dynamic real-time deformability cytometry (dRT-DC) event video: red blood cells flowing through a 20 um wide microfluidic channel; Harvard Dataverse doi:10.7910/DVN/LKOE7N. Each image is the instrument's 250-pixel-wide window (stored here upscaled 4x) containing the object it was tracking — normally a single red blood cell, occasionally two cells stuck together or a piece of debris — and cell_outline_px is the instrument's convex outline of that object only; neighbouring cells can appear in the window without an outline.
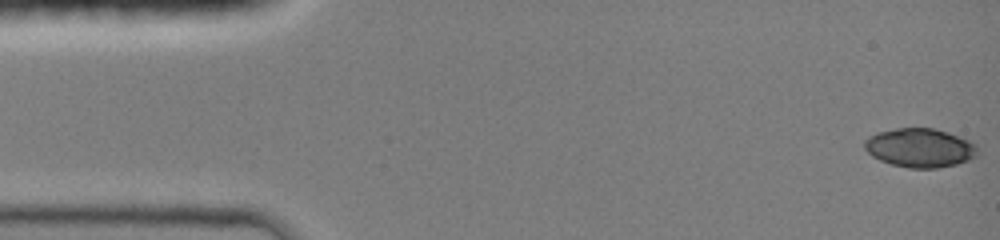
{"species": "common noctule bat (a hibernating species)", "species_latin": "Nyctalus noctula", "temperature_condition": "room temperature", "stored_images_in_passage": 46, "camera_frame_rate_fps": 3000, "um_per_image_px": 0.085, "animal": {"sex": "female", "body_mass_g": 19.0, "forearm_length_mm": 51.5}, "frame": {"image": 1, "passage_image": 1, "time_ms": 0.0, "image_size_px": [1000, 240], "cell_outline_px": [[976, 152], [968, 160], [956, 164], [936, 168], [912, 168], [892, 164], [880, 160], [872, 156], [864, 148], [864, 140], [868, 136], [876, 132], [896, 128], [932, 128], [948, 132], [968, 140], [976, 144]], "centroid_in_image_um": [78.14, 12.55], "position_along_channel_um": 6.9, "area_um2": 25.43}}
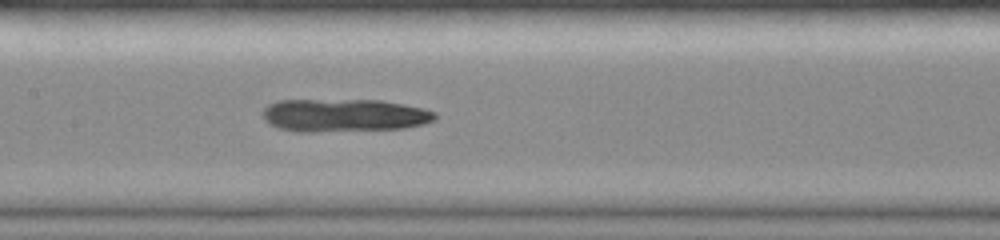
{"frame": {"image": 2, "passage_image": 22, "time_ms": 7.0, "image_size_px": [1000, 240], "cell_outline_px": [[436, 116], [432, 120], [420, 124], [404, 128], [312, 132], [300, 132], [280, 128], [264, 120], [264, 108], [268, 104], [276, 100], [380, 100], [424, 108], [436, 112]], "centroid_in_image_um": [29.22, 9.79], "position_along_channel_um": 178.2, "area_um2": 32.83}}
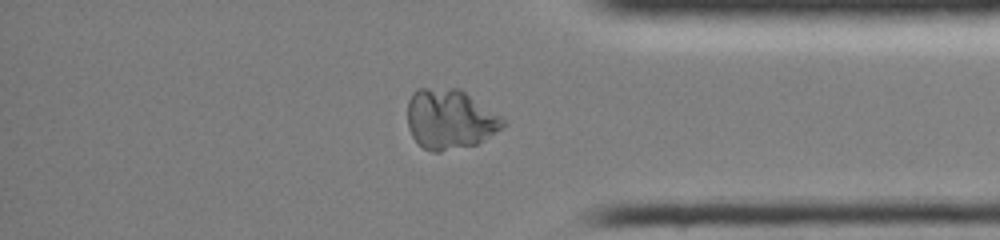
{"frame": {"image": 3, "passage_image": 38, "time_ms": 12.333, "image_size_px": [1000, 240], "cell_outline_px": [[508, 124], [476, 144], [440, 152], [432, 152], [424, 148], [412, 136], [408, 128], [408, 100], [412, 92], [416, 88], [460, 88], [500, 116]], "centroid_in_image_um": [38.21, 10.12], "position_along_channel_um": 397.0, "area_um2": 33.29}}